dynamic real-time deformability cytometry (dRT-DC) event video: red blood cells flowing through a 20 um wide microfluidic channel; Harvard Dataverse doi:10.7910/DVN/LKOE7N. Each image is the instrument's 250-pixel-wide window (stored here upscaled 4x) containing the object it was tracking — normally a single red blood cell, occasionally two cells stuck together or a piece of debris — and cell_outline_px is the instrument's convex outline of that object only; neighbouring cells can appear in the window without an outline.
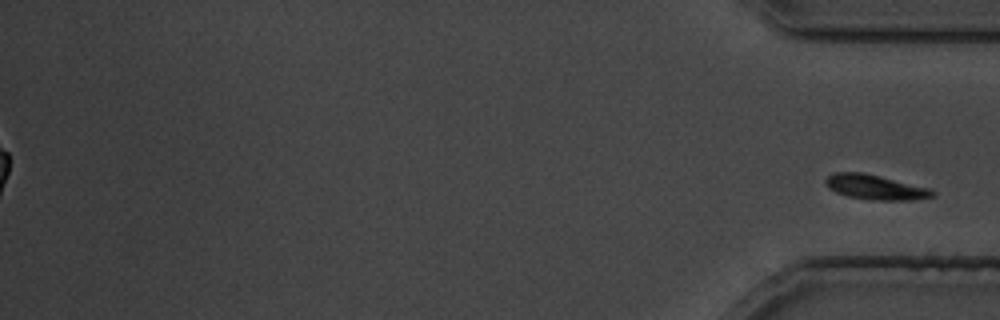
{"species": "common noctule bat (a hibernating species)", "species_latin": "Nyctalus noctula", "temperature_condition": "cold", "stored_images_in_passage": 37, "camera_frame_rate_fps": 3000, "um_per_image_px": 0.085, "animal": {"sex": "male", "body_mass_g": 19.5, "forearm_length_mm": 54.6}, "frame": {"image": 1, "passage_image": 37, "time_ms": 44.667, "image_size_px": [1000, 320], "cell_outline_px": [[936, 196], [908, 200], [872, 200], [848, 196], [836, 192], [828, 188], [824, 184], [824, 180], [832, 172], [864, 172], [928, 188], [936, 192]], "centroid_in_image_um": [74.35, 15.9], "position_along_channel_um": 360.8, "area_um2": 15.43}}